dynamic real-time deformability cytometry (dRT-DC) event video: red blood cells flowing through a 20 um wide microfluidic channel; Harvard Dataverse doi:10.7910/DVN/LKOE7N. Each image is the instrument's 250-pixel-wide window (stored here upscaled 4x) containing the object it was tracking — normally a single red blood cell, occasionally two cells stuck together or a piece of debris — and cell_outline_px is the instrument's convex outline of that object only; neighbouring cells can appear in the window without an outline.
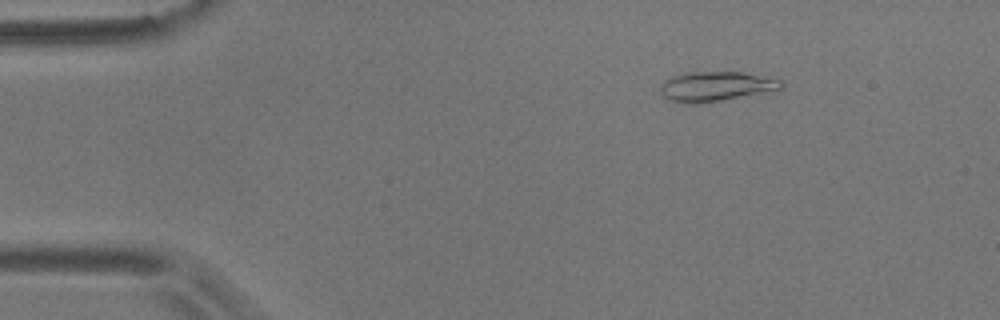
{"species": "common noctule bat (a hibernating species)", "species_latin": "Nyctalus noctula", "temperature_condition": "room temperature", "stored_images_in_passage": 5, "camera_frame_rate_fps": 3000, "um_per_image_px": 0.085, "animal": {"sex": "male", "body_mass_g": 17.9}, "frame": {"image": 1, "passage_image": 1, "time_ms": 0.0, "image_size_px": [1000, 320], "cell_outline_px": [[784, 84], [780, 88], [720, 100], [696, 104], [684, 104], [668, 100], [660, 92], [660, 84], [668, 76], [680, 72], [744, 72], [780, 76]], "centroid_in_image_um": [60.82, 7.3], "position_along_channel_um": 24.2, "area_um2": 21.39}}
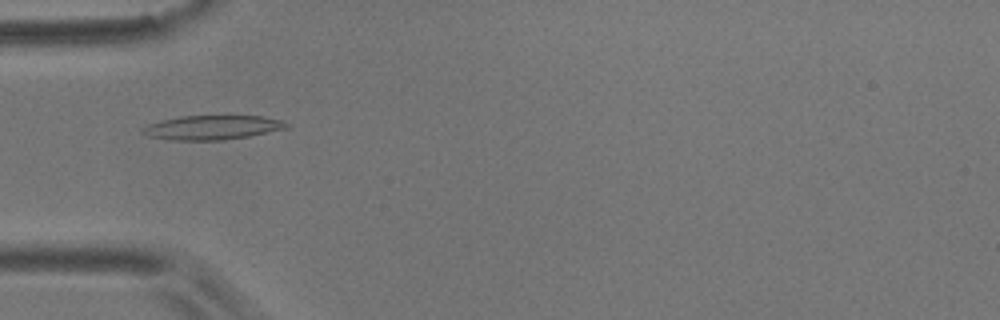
{"frame": {"image": 2, "passage_image": 4, "time_ms": 1.0, "image_size_px": [1000, 320], "cell_outline_px": [[292, 128], [248, 136], [224, 140], [168, 140], [148, 136], [140, 132], [140, 128], [148, 124], [160, 120], [180, 116], [264, 116], [280, 120], [292, 124]], "centroid_in_image_um": [18.06, 10.84], "position_along_channel_um": 66.9, "area_um2": 20.69}}
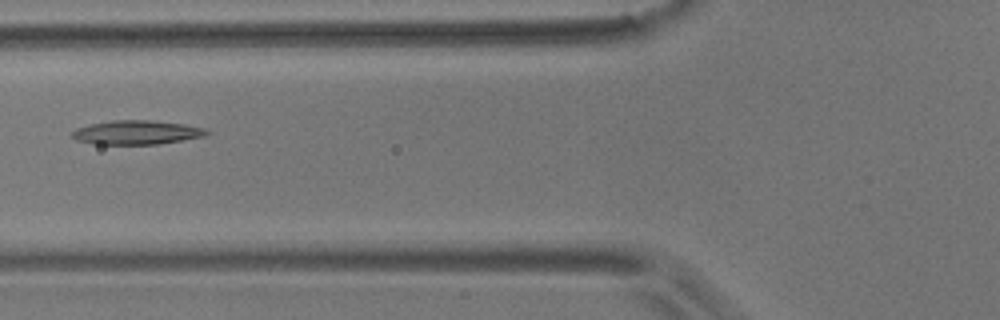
{"frame": {"image": 3, "passage_image": 5, "time_ms": 1.333, "image_size_px": [1000, 320], "cell_outline_px": [[212, 132], [208, 136], [160, 144], [92, 144], [76, 140], [72, 136], [72, 132], [76, 128], [92, 124], [112, 120], [152, 120], [184, 124], [204, 128]], "centroid_in_image_um": [11.67, 11.26], "position_along_channel_um": 114.1, "area_um2": 19.02}}